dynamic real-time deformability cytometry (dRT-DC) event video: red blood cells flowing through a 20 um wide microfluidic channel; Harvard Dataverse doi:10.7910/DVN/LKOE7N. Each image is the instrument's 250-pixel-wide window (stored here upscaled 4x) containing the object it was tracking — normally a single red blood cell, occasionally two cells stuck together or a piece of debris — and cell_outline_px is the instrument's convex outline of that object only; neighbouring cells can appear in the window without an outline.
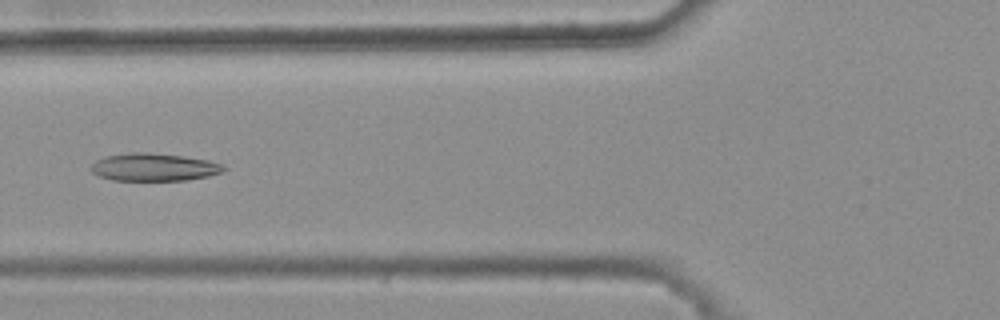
{"species": "common noctule bat (a hibernating species)", "species_latin": "Nyctalus noctula", "temperature_condition": "warm", "stored_images_in_passage": 45, "camera_frame_rate_fps": 3000, "um_per_image_px": 0.085, "animal": {"sex": "female", "body_mass_g": 25.1}, "frame": {"image": 1, "passage_image": 20, "time_ms": 6.333, "image_size_px": [1000, 320], "cell_outline_px": [[224, 172], [208, 176], [188, 180], [112, 180], [100, 176], [92, 172], [88, 168], [96, 160], [104, 156], [132, 152], [148, 152], [180, 156], [208, 160], [220, 164], [224, 168]], "centroid_in_image_um": [13.04, 14.21], "position_along_channel_um": 112.8, "area_um2": 21.33}}
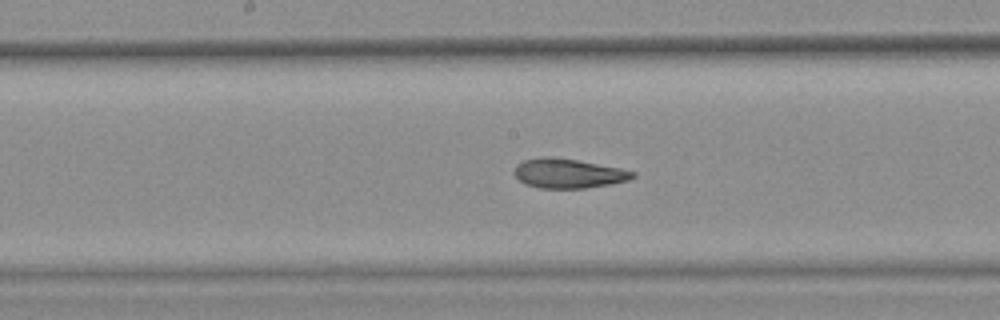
{"frame": {"image": 2, "passage_image": 27, "time_ms": 8.667, "image_size_px": [1000, 320], "cell_outline_px": [[636, 176], [628, 180], [608, 184], [584, 188], [540, 188], [524, 184], [512, 172], [516, 164], [524, 160], [540, 156], [552, 156], [576, 160], [620, 168], [636, 172]], "centroid_in_image_um": [48.25, 14.73], "position_along_channel_um": 199.9, "area_um2": 20.35}}
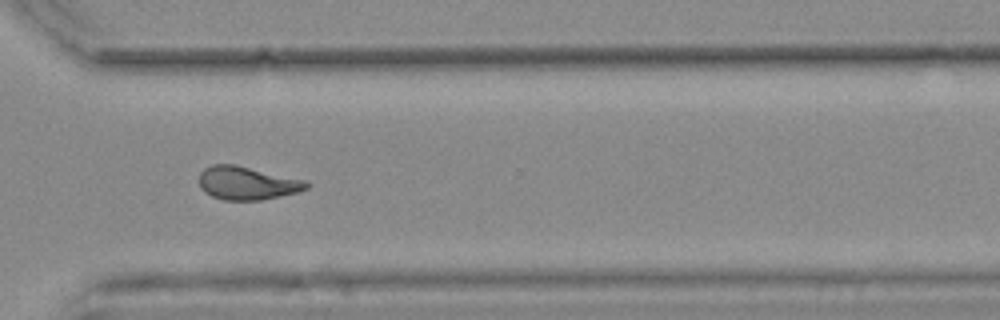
{"frame": {"image": 3, "passage_image": 39, "time_ms": 12.667, "image_size_px": [1000, 320], "cell_outline_px": [[312, 184], [308, 188], [296, 192], [260, 200], [224, 200], [212, 196], [204, 192], [200, 188], [200, 172], [204, 168], [212, 164], [236, 164], [308, 180]], "centroid_in_image_um": [21.03, 15.54], "position_along_channel_um": 349.6, "area_um2": 21.04}, "authors_computed_cell_mechanics": {"area_um2": 21.2704, "velocity_mm_per_s": 3.7355, "shape_relaxation_time_tau1_ms": null, "shape_relaxation_time_tau2_ms": 2.9329, "deformation_change_tau1": null, "deformation_change_tau2": 0.1026}}